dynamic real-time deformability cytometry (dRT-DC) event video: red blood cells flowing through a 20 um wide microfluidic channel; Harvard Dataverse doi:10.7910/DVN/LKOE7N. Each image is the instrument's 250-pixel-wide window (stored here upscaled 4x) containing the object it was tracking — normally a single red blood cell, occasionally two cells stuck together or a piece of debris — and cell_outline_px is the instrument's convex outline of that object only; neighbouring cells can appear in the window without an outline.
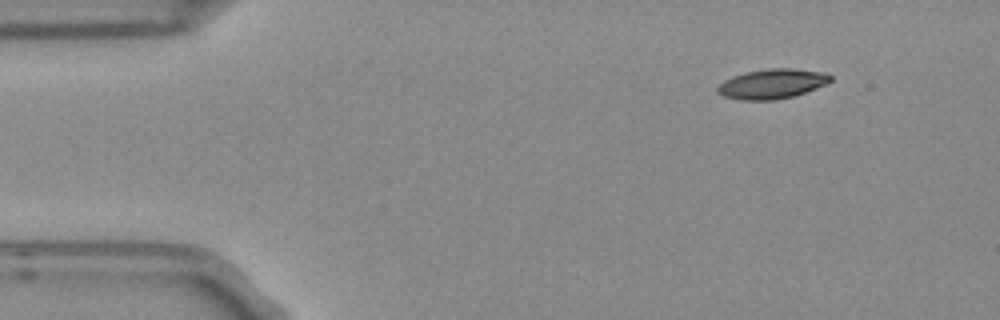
{"species": "Egyptian fruit bat (a non-hibernating species)", "species_latin": "Rousettus aegyptiacus", "temperature_condition": "room temperature", "stored_images_in_passage": 5, "camera_frame_rate_fps": 3000, "um_per_image_px": 0.085, "frame": {"image": 1, "passage_image": 1, "time_ms": 0.0, "image_size_px": [1000, 320], "cell_outline_px": [[832, 80], [828, 84], [792, 96], [776, 100], [740, 100], [724, 96], [716, 92], [716, 88], [724, 80], [732, 76], [748, 72], [768, 68], [792, 68], [824, 72], [832, 76]], "centroid_in_image_um": [65.63, 7.12], "position_along_channel_um": 19.4, "area_um2": 19.59}}
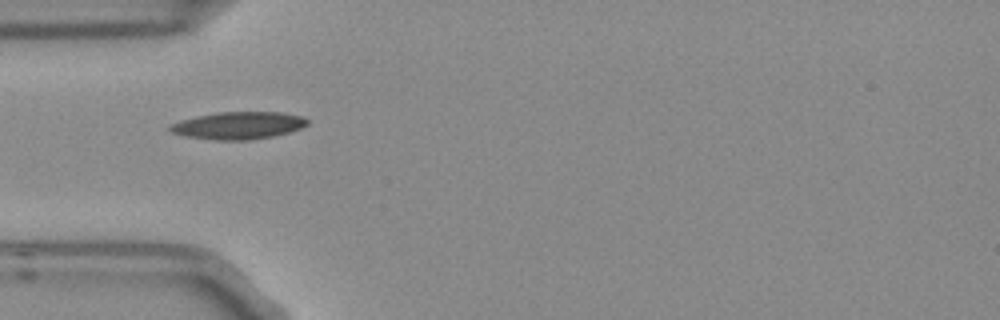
{"frame": {"image": 2, "passage_image": 3, "time_ms": 0.667, "image_size_px": [1000, 320], "cell_outline_px": [[308, 124], [300, 128], [288, 132], [272, 136], [248, 140], [212, 140], [184, 136], [172, 132], [168, 128], [168, 124], [180, 120], [196, 116], [216, 112], [280, 112], [304, 116], [308, 120]], "centroid_in_image_um": [20.22, 10.66], "position_along_channel_um": 64.8, "area_um2": 22.02}}
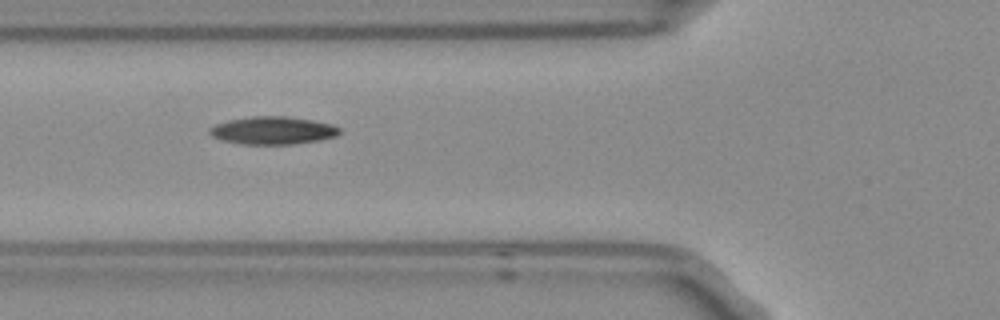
{"frame": {"image": 3, "passage_image": 4, "time_ms": 1.0, "image_size_px": [1000, 320], "cell_outline_px": [[340, 132], [336, 136], [320, 140], [292, 144], [240, 144], [224, 140], [212, 136], [208, 132], [208, 128], [216, 124], [228, 120], [252, 116], [288, 116], [312, 120], [332, 124], [340, 128]], "centroid_in_image_um": [23.19, 11.08], "position_along_channel_um": 102.6, "area_um2": 21.04}}